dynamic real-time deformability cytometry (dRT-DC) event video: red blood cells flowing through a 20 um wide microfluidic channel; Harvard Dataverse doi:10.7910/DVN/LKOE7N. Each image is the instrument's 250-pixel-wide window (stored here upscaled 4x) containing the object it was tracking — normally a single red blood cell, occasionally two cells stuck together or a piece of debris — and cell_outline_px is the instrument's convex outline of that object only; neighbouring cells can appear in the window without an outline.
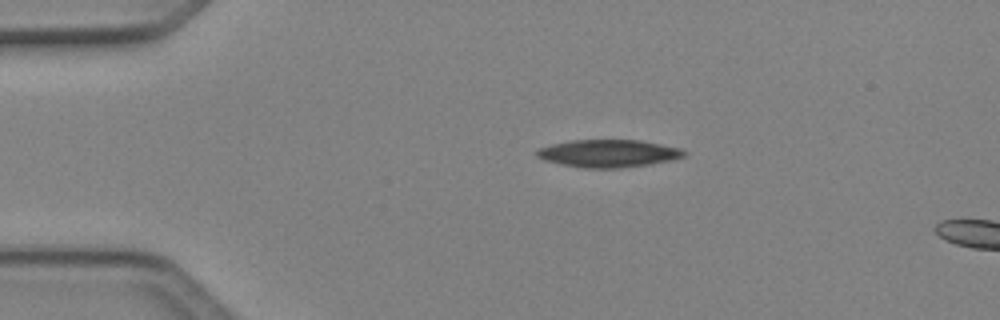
{"species": "Egyptian fruit bat (a non-hibernating species)", "species_latin": "Rousettus aegyptiacus", "temperature_condition": "cold", "stored_images_in_passage": 2, "camera_frame_rate_fps": 3000, "um_per_image_px": 0.085, "animal": {"sex": "female"}, "frame": {"image": 1, "passage_image": 1, "time_ms": 0.0, "image_size_px": [1000, 320], "cell_outline_px": [[688, 152], [684, 156], [672, 160], [648, 164], [620, 168], [584, 168], [560, 164], [544, 160], [536, 156], [536, 152], [540, 148], [552, 144], [572, 140], [640, 140], [684, 148]], "centroid_in_image_um": [51.76, 13.04], "position_along_channel_um": 33.2, "area_um2": 23.76}}